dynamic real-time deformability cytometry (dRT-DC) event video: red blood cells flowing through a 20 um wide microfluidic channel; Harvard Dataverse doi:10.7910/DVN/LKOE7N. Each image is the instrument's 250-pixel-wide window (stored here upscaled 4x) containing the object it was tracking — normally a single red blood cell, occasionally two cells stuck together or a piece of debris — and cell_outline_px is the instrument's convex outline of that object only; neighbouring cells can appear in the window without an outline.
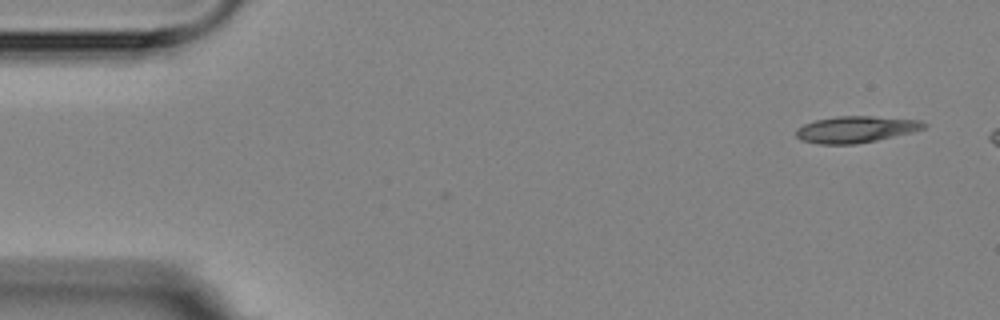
{"species": "Egyptian fruit bat (a non-hibernating species)", "species_latin": "Rousettus aegyptiacus", "temperature_condition": "room temperature", "stored_images_in_passage": 3, "camera_frame_rate_fps": 3000, "um_per_image_px": 0.085, "animal": {"sex": "female"}, "frame": {"image": 1, "passage_image": 1, "time_ms": 0.0, "image_size_px": [1000, 320], "cell_outline_px": [[928, 124], [924, 128], [912, 132], [876, 140], [856, 144], [820, 144], [800, 140], [796, 136], [796, 128], [804, 124], [816, 120], [836, 116], [872, 116], [920, 120]], "centroid_in_image_um": [72.73, 10.99], "position_along_channel_um": 12.3, "area_um2": 19.71}}